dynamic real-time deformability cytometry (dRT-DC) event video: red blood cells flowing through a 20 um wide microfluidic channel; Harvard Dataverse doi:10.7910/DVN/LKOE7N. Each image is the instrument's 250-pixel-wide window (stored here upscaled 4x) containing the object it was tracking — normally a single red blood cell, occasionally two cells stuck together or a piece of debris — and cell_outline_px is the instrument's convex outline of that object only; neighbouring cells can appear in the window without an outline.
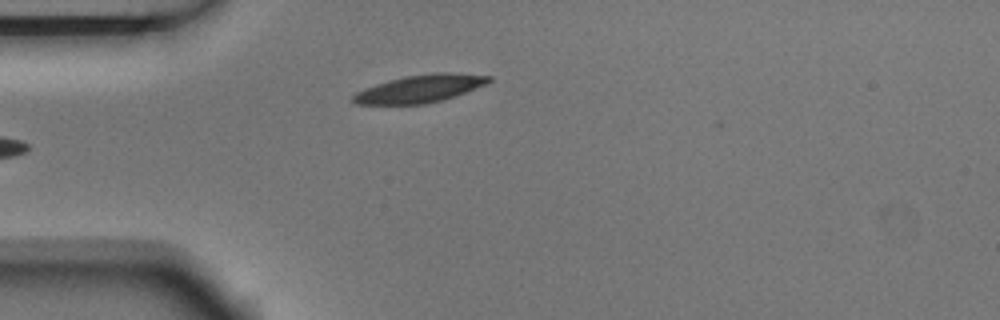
{"species": "Egyptian fruit bat (a non-hibernating species)", "species_latin": "Rousettus aegyptiacus", "temperature_condition": "room temperature", "stored_images_in_passage": 3, "camera_frame_rate_fps": 3000, "um_per_image_px": 0.085, "animal": {"sex": "male"}, "frame": {"image": 1, "passage_image": 3, "time_ms": 0.667, "image_size_px": [1000, 320], "cell_outline_px": [[492, 80], [488, 84], [444, 100], [424, 104], [356, 104], [352, 100], [352, 96], [356, 92], [364, 88], [388, 80], [404, 76], [432, 72], [452, 72], [492, 76]], "centroid_in_image_um": [35.74, 7.52], "position_along_channel_um": 49.3, "area_um2": 22.14}}